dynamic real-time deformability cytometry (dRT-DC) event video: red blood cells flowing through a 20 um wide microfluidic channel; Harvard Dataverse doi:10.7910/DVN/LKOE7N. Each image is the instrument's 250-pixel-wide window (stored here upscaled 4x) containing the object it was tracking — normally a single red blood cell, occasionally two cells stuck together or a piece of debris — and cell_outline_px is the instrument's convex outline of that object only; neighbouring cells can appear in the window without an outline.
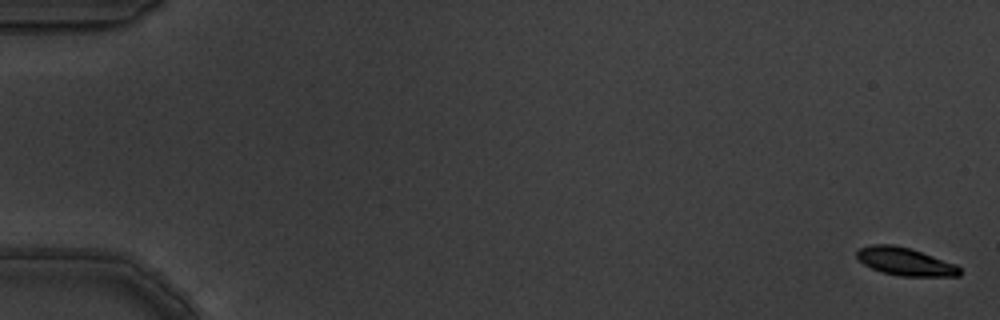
{"species": "common noctule bat (a hibernating species)", "species_latin": "Nyctalus noctula", "temperature_condition": "warm", "stored_images_in_passage": 6, "camera_frame_rate_fps": 3000, "um_per_image_px": 0.085, "animal": {"sex": "male", "body_mass_g": 19.5, "forearm_length_mm": 54.6}, "frame": {"image": 1, "passage_image": 1, "time_ms": 0.0, "image_size_px": [1000, 320], "cell_outline_px": [[960, 276], [900, 276], [884, 272], [872, 268], [856, 260], [856, 252], [860, 248], [872, 244], [892, 244], [912, 248], [956, 264], [960, 268]], "centroid_in_image_um": [76.93, 22.22], "position_along_channel_um": 8.1, "area_um2": 16.82}}
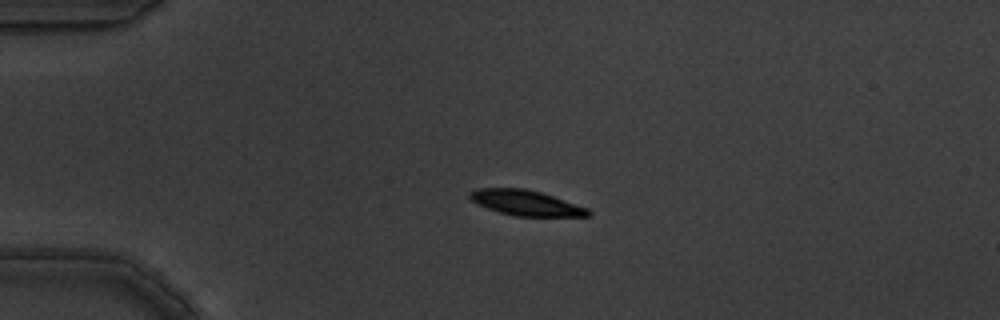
{"frame": {"image": 2, "passage_image": 5, "time_ms": 1.333, "image_size_px": [1000, 320], "cell_outline_px": [[592, 216], [516, 216], [500, 212], [488, 208], [472, 200], [468, 196], [468, 192], [476, 188], [524, 188], [540, 192], [588, 208], [592, 212]], "centroid_in_image_um": [44.71, 17.24], "position_along_channel_um": 40.3, "area_um2": 17.28}}